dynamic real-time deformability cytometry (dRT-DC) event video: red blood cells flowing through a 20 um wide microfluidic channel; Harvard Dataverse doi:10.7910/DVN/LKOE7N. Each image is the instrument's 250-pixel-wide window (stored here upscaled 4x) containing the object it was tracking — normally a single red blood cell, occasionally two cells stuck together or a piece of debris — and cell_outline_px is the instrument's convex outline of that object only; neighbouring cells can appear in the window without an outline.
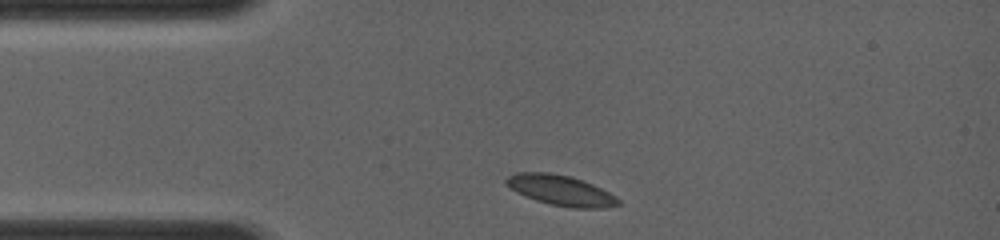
{"species": "common noctule bat (a hibernating species)", "species_latin": "Nyctalus noctula", "temperature_condition": "room temperature", "stored_images_in_passage": 2, "camera_frame_rate_fps": 4000, "um_per_image_px": 0.085, "animal": {"sex": "female", "body_mass_g": 19.0, "forearm_length_mm": 56.7}, "frame": {"image": 1, "passage_image": 1, "time_ms": 0.0, "image_size_px": [1000, 240], "cell_outline_px": [[620, 204], [600, 208], [572, 208], [552, 204], [536, 200], [516, 192], [504, 184], [504, 180], [508, 176], [516, 172], [548, 172], [572, 176], [584, 180], [616, 196], [620, 200]], "centroid_in_image_um": [47.63, 16.16], "position_along_channel_um": 37.4, "area_um2": 19.83}}